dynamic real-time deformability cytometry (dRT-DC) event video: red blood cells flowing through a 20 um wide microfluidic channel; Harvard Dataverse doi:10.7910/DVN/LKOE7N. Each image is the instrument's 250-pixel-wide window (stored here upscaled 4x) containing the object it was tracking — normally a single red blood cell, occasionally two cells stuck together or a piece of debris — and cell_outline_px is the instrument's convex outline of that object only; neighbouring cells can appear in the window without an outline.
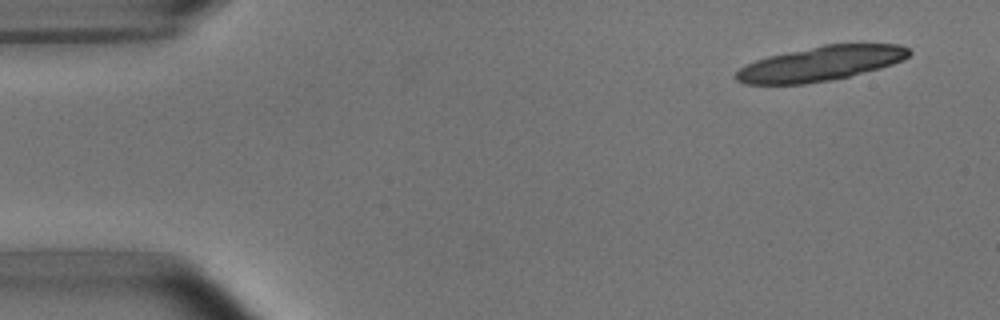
{"species": "common noctule bat (a hibernating species)", "species_latin": "Nyctalus noctula", "temperature_condition": "room temperature", "stored_images_in_passage": 18, "camera_frame_rate_fps": 3000, "um_per_image_px": 0.085, "animal": {"sex": "male", "body_mass_g": 15.6}, "frame": {"image": 1, "passage_image": 3, "time_ms": 0.667, "image_size_px": [1000, 320], "cell_outline_px": [[912, 52], [904, 60], [880, 68], [832, 80], [804, 84], [744, 84], [736, 80], [736, 72], [740, 68], [756, 60], [768, 56], [824, 44], [900, 44], [908, 48]], "centroid_in_image_um": [69.77, 5.4], "position_along_channel_um": 15.2, "area_um2": 34.8}}